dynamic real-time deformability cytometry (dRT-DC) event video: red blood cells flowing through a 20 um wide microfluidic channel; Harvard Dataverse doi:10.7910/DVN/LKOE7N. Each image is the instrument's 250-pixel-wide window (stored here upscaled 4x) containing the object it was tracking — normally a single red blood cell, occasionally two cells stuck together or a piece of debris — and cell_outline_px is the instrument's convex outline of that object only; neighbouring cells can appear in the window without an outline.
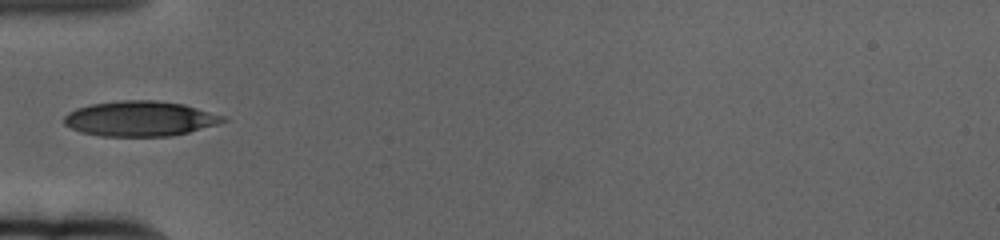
{"species": "human", "species_latin": "Homo sapiens", "temperature_condition": "cold", "stored_images_in_passage": 39, "camera_frame_rate_fps": 3000, "um_per_image_px": 0.085, "donor": {"sex": "female"}, "frame": {"image": 1, "passage_image": 1, "time_ms": 0.0, "image_size_px": [1000, 240], "cell_outline_px": [[228, 120], [220, 124], [172, 136], [100, 136], [80, 132], [64, 124], [64, 116], [68, 112], [76, 108], [92, 104], [120, 100], [156, 100], [184, 104], [228, 116]], "centroid_in_image_um": [11.95, 10.08], "position_along_channel_um": 73.0, "area_um2": 32.89}}
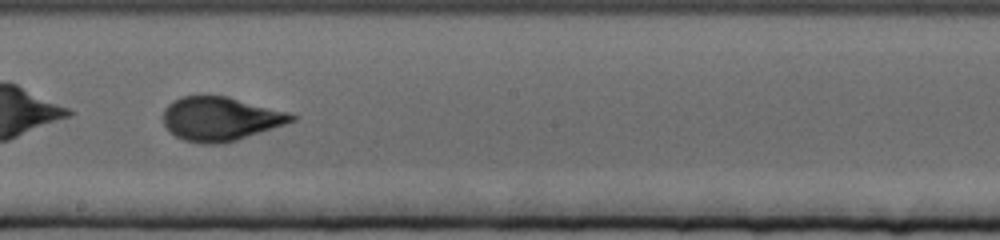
{"frame": {"image": 2, "passage_image": 15, "time_ms": 4.667, "image_size_px": [1000, 240], "cell_outline_px": [[296, 120], [236, 140], [220, 144], [200, 144], [184, 140], [176, 136], [164, 124], [164, 108], [172, 100], [184, 96], [228, 96], [288, 112], [296, 116]], "centroid_in_image_um": [18.72, 10.09], "position_along_channel_um": 229.5, "area_um2": 32.54}}
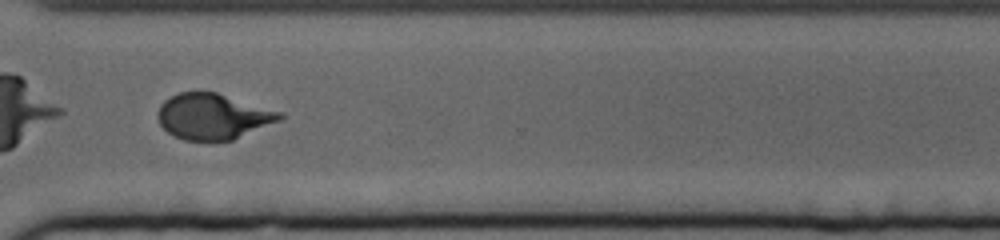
{"frame": {"image": 3, "passage_image": 26, "time_ms": 8.333, "image_size_px": [1000, 240], "cell_outline_px": [[284, 120], [232, 140], [184, 140], [168, 132], [160, 124], [156, 116], [160, 104], [164, 100], [180, 92], [216, 92], [280, 112], [284, 116]], "centroid_in_image_um": [18.11, 9.9], "position_along_channel_um": 352.5, "area_um2": 32.37}, "authors_computed_cell_mechanics": {"area_um2": 32.2524, "velocity_mm_per_s": 3.3468, "shape_relaxation_time_tau1_ms": 3.8635, "shape_relaxation_time_tau2_ms": null, "deformation_change_tau1": 0.1533, "deformation_change_tau2": null}}